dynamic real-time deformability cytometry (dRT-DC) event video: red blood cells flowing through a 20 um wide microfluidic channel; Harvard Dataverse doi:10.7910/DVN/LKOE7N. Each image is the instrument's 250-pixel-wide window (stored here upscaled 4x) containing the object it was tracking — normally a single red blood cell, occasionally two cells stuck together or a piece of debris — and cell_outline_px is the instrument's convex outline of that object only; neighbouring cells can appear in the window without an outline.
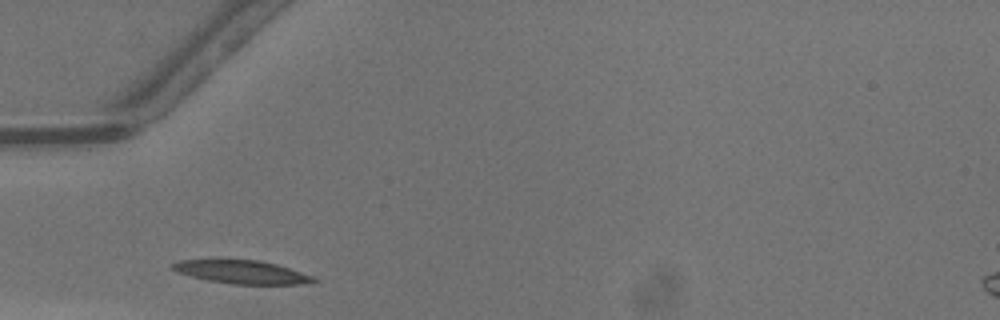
{"species": "common noctule bat (a hibernating species)", "species_latin": "Nyctalus noctula", "temperature_condition": "warm", "stored_images_in_passage": 23, "camera_frame_rate_fps": 3000, "um_per_image_px": 0.085, "animal": {"sex": "male", "body_mass_g": 13.3}, "frame": {"image": 1, "passage_image": 1, "time_ms": 0.0, "image_size_px": [1000, 320], "cell_outline_px": [[320, 280], [300, 284], [232, 284], [208, 280], [192, 276], [168, 268], [172, 264], [180, 260], [260, 260], [276, 264], [316, 276]], "centroid_in_image_um": [20.61, 23.12], "position_along_channel_um": 64.4, "area_um2": 19.02}}
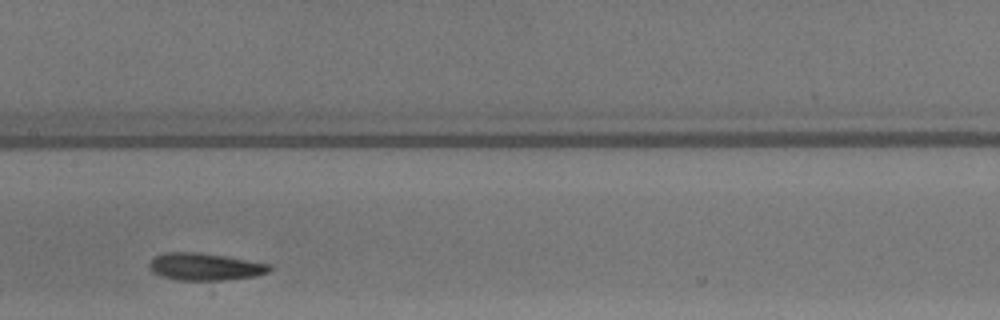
{"frame": {"image": 2, "passage_image": 10, "time_ms": 3.0, "image_size_px": [1000, 320], "cell_outline_px": [[272, 268], [268, 272], [256, 276], [220, 280], [180, 280], [160, 276], [152, 272], [148, 268], [148, 264], [156, 256], [164, 252], [200, 252], [272, 264]], "centroid_in_image_um": [17.41, 22.66], "position_along_channel_um": 190.0, "area_um2": 19.13}}
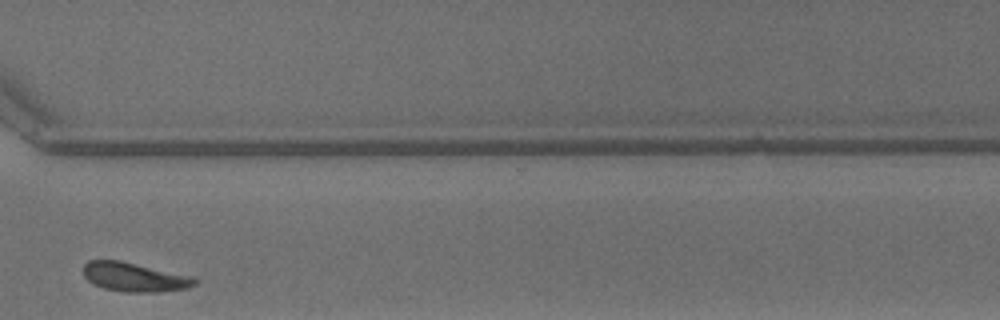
{"frame": {"image": 3, "passage_image": 22, "time_ms": 7.0, "image_size_px": [1000, 320], "cell_outline_px": [[196, 284], [188, 288], [160, 292], [124, 292], [104, 288], [92, 284], [84, 276], [84, 264], [88, 260], [120, 260], [196, 276]], "centroid_in_image_um": [11.46, 23.55], "position_along_channel_um": 359.1, "area_um2": 19.19}, "authors_computed_cell_mechanics": {"area_um2": 19.0162, "velocity_mm_per_s": 4.2447, "shape_relaxation_time_tau1_ms": 3.1413, "shape_relaxation_time_tau2_ms": 2.1493, "deformation_change_tau1": 0.1124, "deformation_change_tau2": 0.0885}}